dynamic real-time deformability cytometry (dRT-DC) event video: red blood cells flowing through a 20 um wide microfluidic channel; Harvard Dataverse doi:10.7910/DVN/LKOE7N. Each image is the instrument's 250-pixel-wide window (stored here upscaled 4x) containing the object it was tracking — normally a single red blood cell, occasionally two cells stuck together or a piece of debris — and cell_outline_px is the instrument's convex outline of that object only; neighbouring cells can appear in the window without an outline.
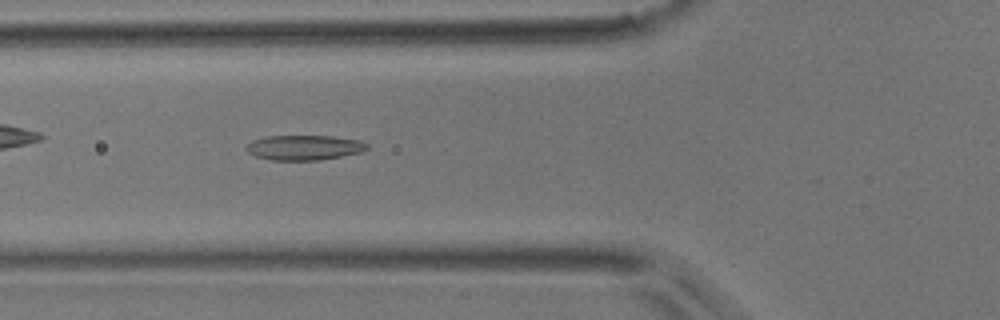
{"species": "common noctule bat (a hibernating species)", "species_latin": "Nyctalus noctula", "temperature_condition": "room temperature", "stored_images_in_passage": 49, "camera_frame_rate_fps": 3000, "um_per_image_px": 0.085, "animal": {"sex": "male", "body_mass_g": 17.9}, "frame": {"image": 1, "passage_image": 17, "time_ms": 5.333, "image_size_px": [1000, 320], "cell_outline_px": [[368, 148], [360, 152], [320, 160], [272, 160], [256, 156], [248, 152], [244, 148], [252, 140], [268, 136], [332, 136], [360, 140], [368, 144]], "centroid_in_image_um": [25.84, 12.54], "position_along_channel_um": 100.0, "area_um2": 17.46}}
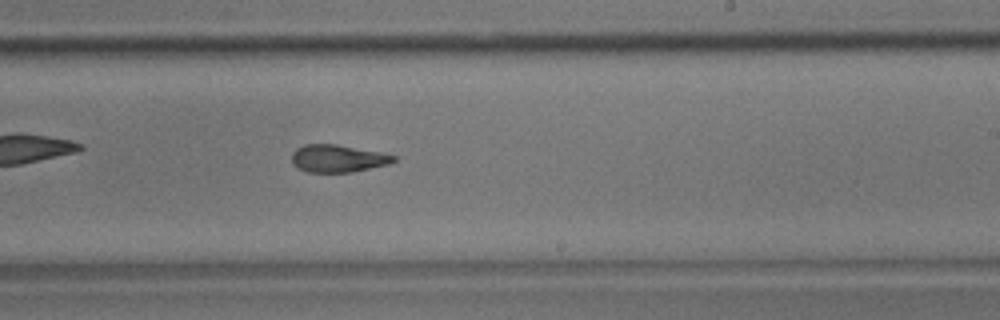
{"frame": {"image": 2, "passage_image": 29, "time_ms": 9.333, "image_size_px": [1000, 320], "cell_outline_px": [[396, 160], [388, 164], [352, 172], [308, 172], [296, 168], [292, 164], [292, 152], [296, 148], [304, 144], [336, 144], [380, 152], [396, 156]], "centroid_in_image_um": [28.67, 13.47], "position_along_channel_um": 260.3, "area_um2": 16.36}}
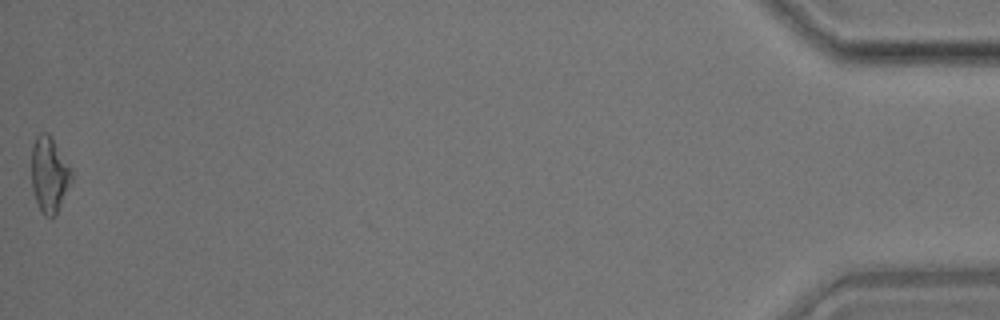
{"frame": {"image": 3, "passage_image": 49, "time_ms": 16.0, "image_size_px": [1000, 320], "cell_outline_px": [[72, 180], [56, 212], [52, 216], [44, 216], [36, 200], [32, 188], [32, 144], [36, 136], [40, 132], [48, 132], [72, 168]], "centroid_in_image_um": [4.19, 14.77], "position_along_channel_um": 431.0, "area_um2": 17.4}}